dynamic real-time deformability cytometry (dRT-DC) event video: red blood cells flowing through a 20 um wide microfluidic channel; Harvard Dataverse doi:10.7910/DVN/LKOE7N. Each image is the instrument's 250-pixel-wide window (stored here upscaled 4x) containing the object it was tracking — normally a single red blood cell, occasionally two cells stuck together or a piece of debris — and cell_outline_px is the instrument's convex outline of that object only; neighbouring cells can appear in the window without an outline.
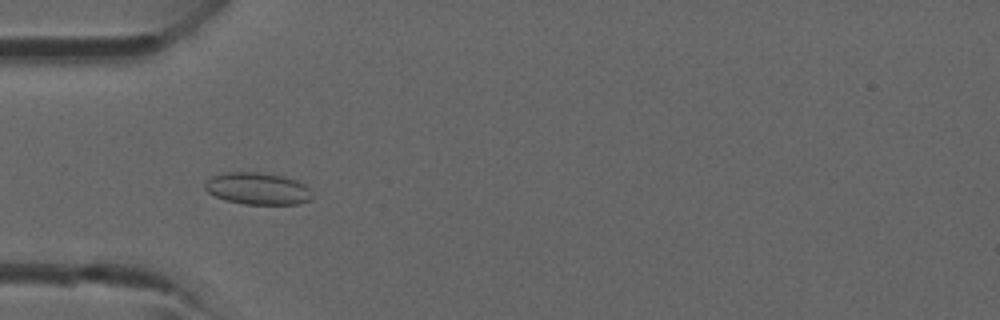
{"species": "common noctule bat (a hibernating species)", "species_latin": "Nyctalus noctula", "temperature_condition": "room temperature", "stored_images_in_passage": 42, "camera_frame_rate_fps": 3000, "um_per_image_px": 0.085, "animal": {"sex": "male", "forearm_length_mm": 52.5}, "frame": {"image": 1, "passage_image": 13, "time_ms": 4.0, "image_size_px": [1000, 320], "cell_outline_px": [[312, 200], [300, 204], [244, 204], [224, 200], [208, 192], [204, 188], [204, 184], [212, 176], [228, 172], [256, 172], [284, 176], [296, 180], [304, 184], [308, 188], [312, 196]], "centroid_in_image_um": [21.91, 16.04], "position_along_channel_um": 63.1, "area_um2": 20.0}}
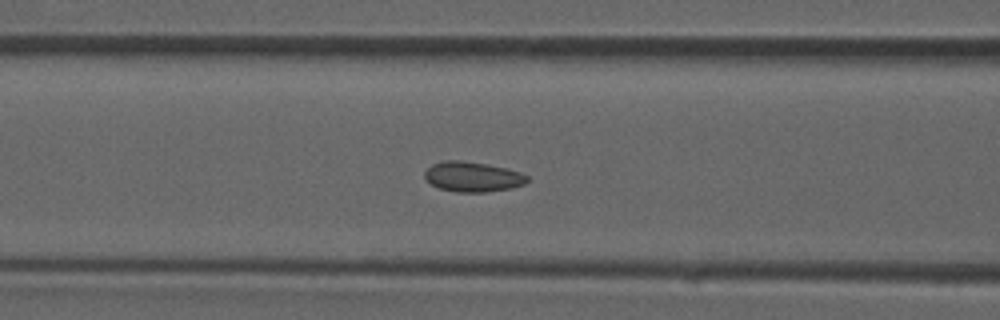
{"frame": {"image": 2, "passage_image": 17, "time_ms": 5.333, "image_size_px": [1000, 320], "cell_outline_px": [[528, 180], [524, 184], [512, 188], [484, 192], [456, 192], [440, 188], [432, 184], [424, 176], [424, 172], [432, 164], [444, 160], [460, 160], [508, 168], [520, 172], [528, 176]], "centroid_in_image_um": [40.18, 15.02], "position_along_channel_um": 126.4, "area_um2": 17.86}}
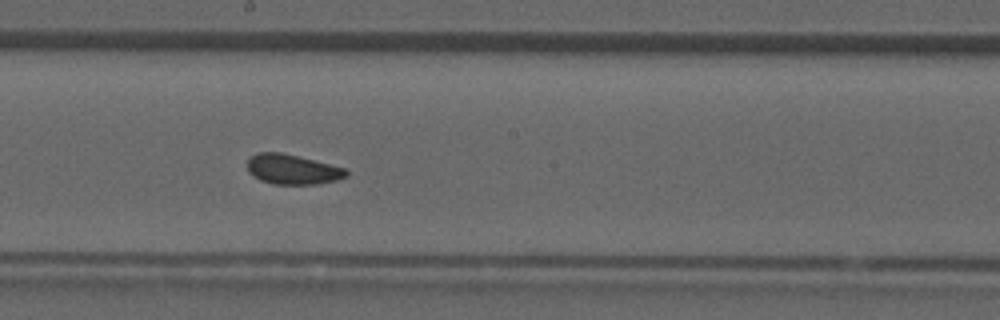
{"frame": {"image": 3, "passage_image": 23, "time_ms": 7.333, "image_size_px": [1000, 320], "cell_outline_px": [[348, 176], [336, 180], [316, 184], [272, 184], [260, 180], [252, 176], [248, 172], [248, 156], [256, 152], [280, 152], [344, 168], [348, 172]], "centroid_in_image_um": [24.79, 14.4], "position_along_channel_um": 223.4, "area_um2": 17.17}}